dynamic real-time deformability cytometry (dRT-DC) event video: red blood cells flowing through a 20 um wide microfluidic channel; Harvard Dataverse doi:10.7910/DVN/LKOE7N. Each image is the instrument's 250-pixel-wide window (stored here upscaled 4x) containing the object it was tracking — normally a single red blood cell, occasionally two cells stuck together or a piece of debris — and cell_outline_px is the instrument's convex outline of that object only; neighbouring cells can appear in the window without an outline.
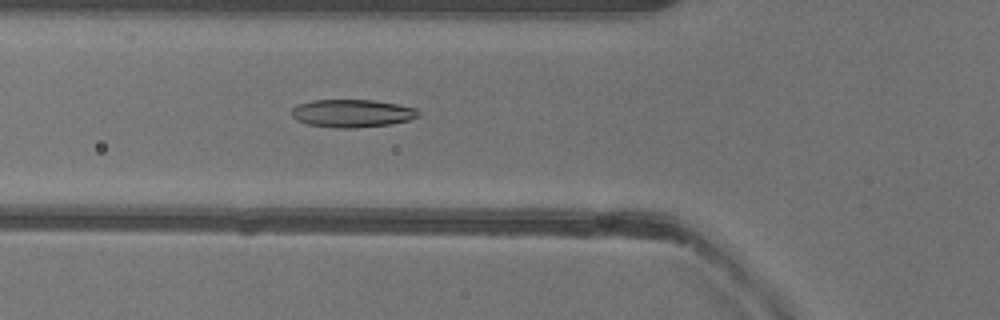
{"species": "common noctule bat (a hibernating species)", "species_latin": "Nyctalus noctula", "temperature_condition": "warm", "stored_images_in_passage": 51, "camera_frame_rate_fps": 3000, "um_per_image_px": 0.085, "animal": {"sex": "female"}, "frame": {"image": 1, "passage_image": 18, "time_ms": 5.667, "image_size_px": [1000, 320], "cell_outline_px": [[420, 112], [416, 116], [408, 120], [392, 124], [356, 128], [336, 128], [308, 124], [296, 120], [292, 116], [292, 108], [296, 104], [312, 100], [372, 100], [396, 104], [416, 108]], "centroid_in_image_um": [29.89, 9.63], "position_along_channel_um": 95.9, "area_um2": 20.58}}
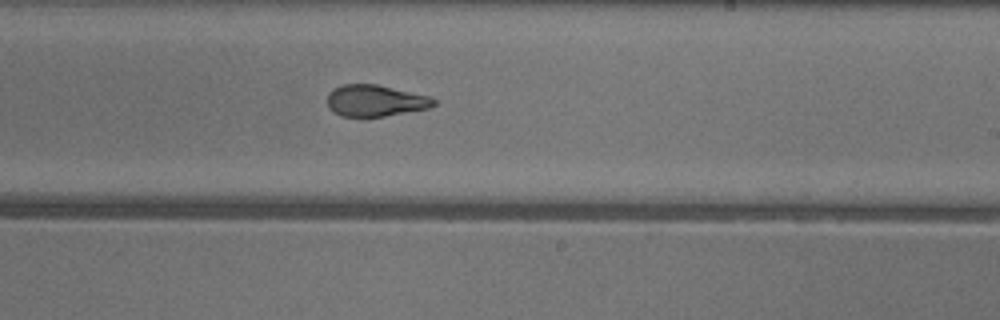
{"frame": {"image": 2, "passage_image": 30, "time_ms": 9.667, "image_size_px": [1000, 320], "cell_outline_px": [[436, 104], [428, 108], [384, 116], [340, 116], [332, 112], [328, 108], [328, 92], [332, 88], [340, 84], [376, 84], [432, 96], [436, 100]], "centroid_in_image_um": [31.88, 8.54], "position_along_channel_um": 257.1, "area_um2": 19.71}}
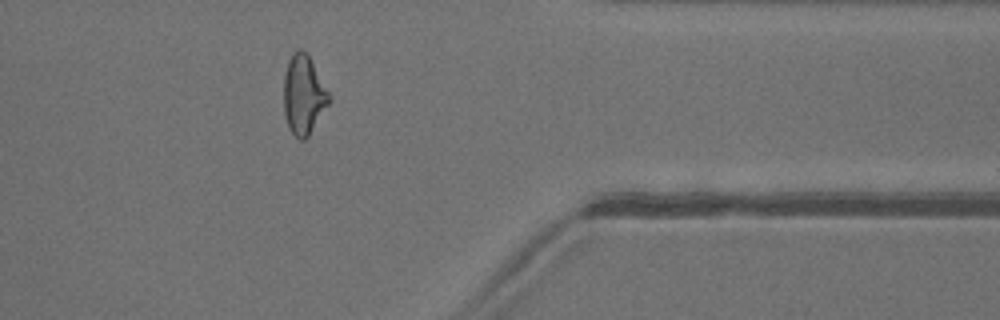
{"frame": {"image": 3, "passage_image": 41, "time_ms": 13.333, "image_size_px": [1000, 320], "cell_outline_px": [[332, 100], [308, 136], [304, 140], [300, 140], [288, 128], [284, 112], [284, 76], [288, 60], [292, 52], [296, 48], [300, 48], [308, 56], [332, 96]], "centroid_in_image_um": [25.81, 8.06], "position_along_channel_um": 385.6, "area_um2": 20.98}, "authors_computed_cell_mechanics": {"area_um2": 20.9236, "velocity_mm_per_s": 4.0204, "shape_relaxation_time_tau1_ms": null, "shape_relaxation_time_tau2_ms": 1.2825, "deformation_change_tau1": null, "deformation_change_tau2": 0.0736}}